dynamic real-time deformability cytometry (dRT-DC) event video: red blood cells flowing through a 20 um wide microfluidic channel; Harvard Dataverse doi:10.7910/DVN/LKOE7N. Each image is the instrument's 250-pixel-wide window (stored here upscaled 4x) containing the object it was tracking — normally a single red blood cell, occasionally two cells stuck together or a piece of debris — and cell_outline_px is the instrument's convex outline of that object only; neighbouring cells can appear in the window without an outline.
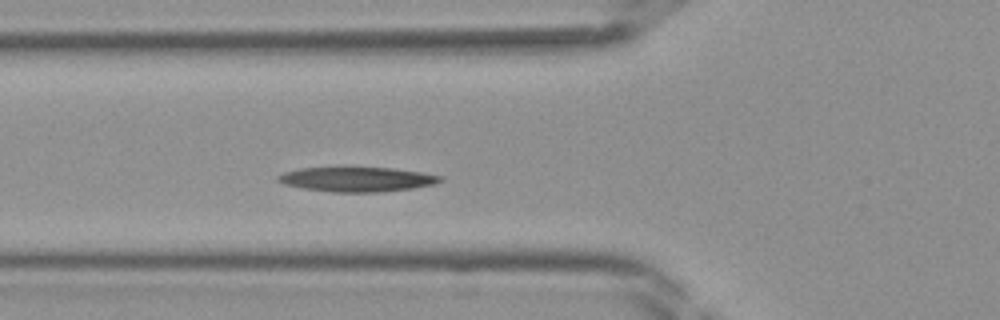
{"species": "Egyptian fruit bat (a non-hibernating species)", "species_latin": "Rousettus aegyptiacus", "temperature_condition": "room temperature", "stored_images_in_passage": 38, "camera_frame_rate_fps": 3000, "um_per_image_px": 0.085, "frame": {"image": 1, "passage_image": 10, "time_ms": 3.0, "image_size_px": [1000, 320], "cell_outline_px": [[444, 180], [436, 184], [412, 188], [380, 192], [332, 192], [304, 188], [284, 184], [276, 180], [276, 176], [284, 172], [300, 168], [392, 168], [420, 172], [444, 176]], "centroid_in_image_um": [30.37, 15.24], "position_along_channel_um": 95.4, "area_um2": 23.18}}
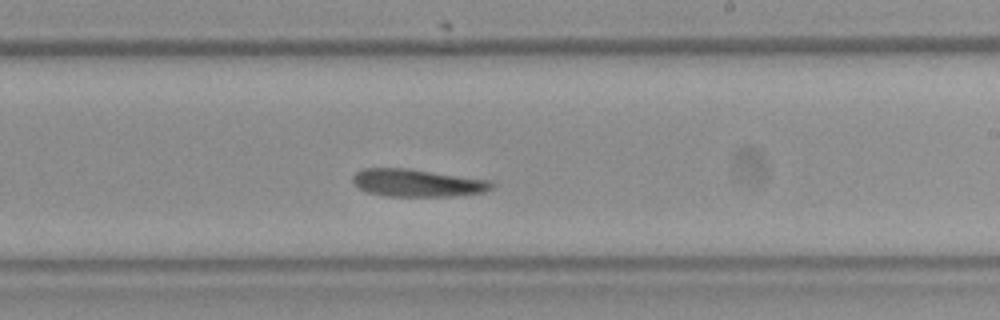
{"frame": {"image": 2, "passage_image": 20, "time_ms": 6.333, "image_size_px": [1000, 320], "cell_outline_px": [[496, 188], [484, 192], [452, 196], [388, 196], [368, 192], [352, 184], [352, 176], [356, 172], [364, 168], [408, 168], [492, 180], [496, 184]], "centroid_in_image_um": [35.52, 15.54], "position_along_channel_um": 253.5, "area_um2": 22.6}}
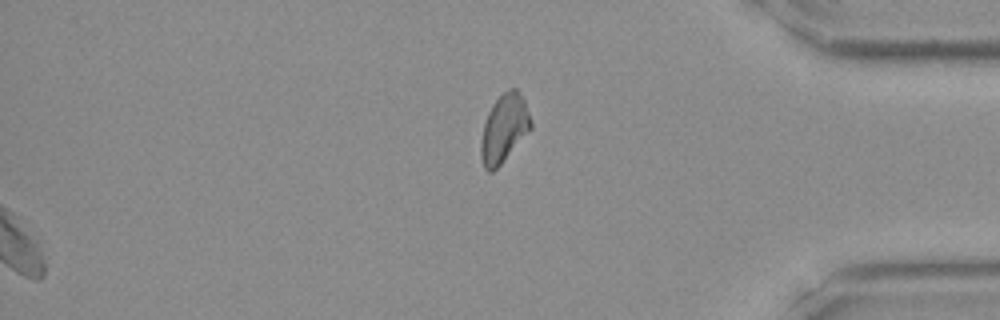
{"frame": {"image": 3, "passage_image": 38, "time_ms": 12.333, "image_size_px": [1000, 320], "cell_outline_px": [[532, 128], [500, 164], [492, 172], [488, 172], [484, 168], [480, 156], [480, 144], [484, 124], [488, 112], [492, 104], [508, 88], [516, 88], [520, 92], [524, 100], [532, 120]], "centroid_in_image_um": [42.84, 10.9], "position_along_channel_um": 392.4, "area_um2": 19.71}}